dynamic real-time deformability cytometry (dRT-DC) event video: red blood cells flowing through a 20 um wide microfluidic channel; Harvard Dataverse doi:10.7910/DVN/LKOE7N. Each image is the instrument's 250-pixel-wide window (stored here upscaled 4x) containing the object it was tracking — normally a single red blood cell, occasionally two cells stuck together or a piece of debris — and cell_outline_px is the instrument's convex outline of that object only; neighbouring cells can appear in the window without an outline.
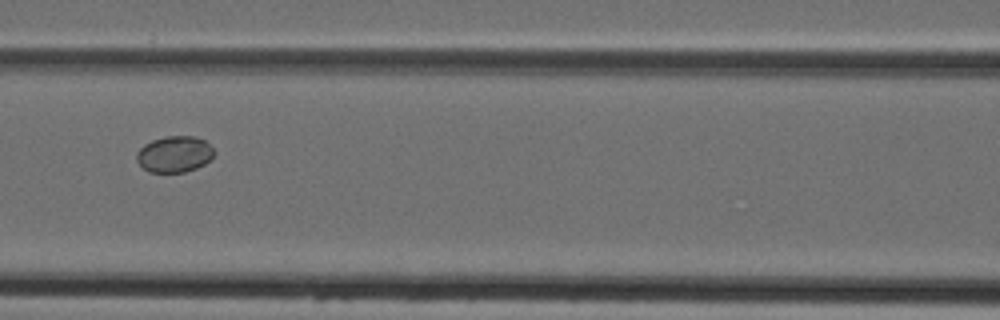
{"species": "Egyptian fruit bat (a non-hibernating species)", "species_latin": "Rousettus aegyptiacus", "temperature_condition": "cold", "stored_images_in_passage": 3, "camera_frame_rate_fps": 3000, "um_per_image_px": 0.085, "animal": {"sex": "female"}, "frame": {"image": 1, "passage_image": 3, "time_ms": 2.333, "image_size_px": [1000, 320], "cell_outline_px": [[216, 152], [204, 164], [196, 168], [184, 172], [148, 172], [136, 160], [136, 152], [144, 144], [152, 140], [168, 136], [192, 136], [204, 140]], "centroid_in_image_um": [14.8, 13.1], "position_along_channel_um": 151.8, "area_um2": 16.24}}